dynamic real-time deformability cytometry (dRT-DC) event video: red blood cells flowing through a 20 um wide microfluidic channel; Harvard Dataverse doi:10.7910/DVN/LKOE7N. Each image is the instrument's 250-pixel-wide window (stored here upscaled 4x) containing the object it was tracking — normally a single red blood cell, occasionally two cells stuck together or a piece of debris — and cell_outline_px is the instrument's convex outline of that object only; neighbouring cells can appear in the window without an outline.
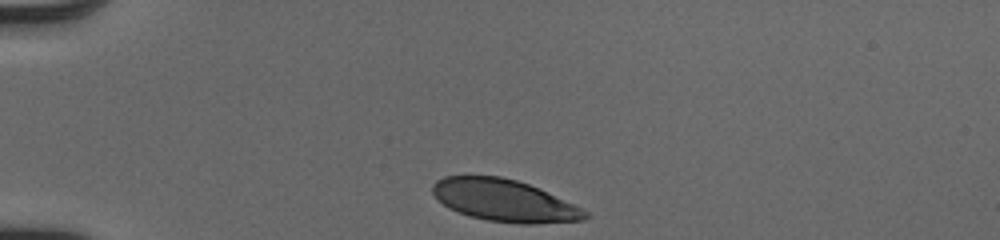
{"species": "human", "species_latin": "Homo sapiens", "temperature_condition": "cold", "stored_images_in_passage": 32, "camera_frame_rate_fps": 3000, "um_per_image_px": 0.085, "donor": {"sex": "male"}, "frame": {"image": 1, "passage_image": 1, "time_ms": 0.0, "image_size_px": [1000, 240], "cell_outline_px": [[588, 216], [584, 220], [536, 224], [516, 224], [488, 220], [468, 216], [448, 208], [436, 200], [432, 192], [432, 184], [436, 180], [444, 176], [500, 176], [516, 180], [540, 188], [588, 212]], "centroid_in_image_um": [42.81, 17.05], "position_along_channel_um": 42.2, "area_um2": 37.45}}
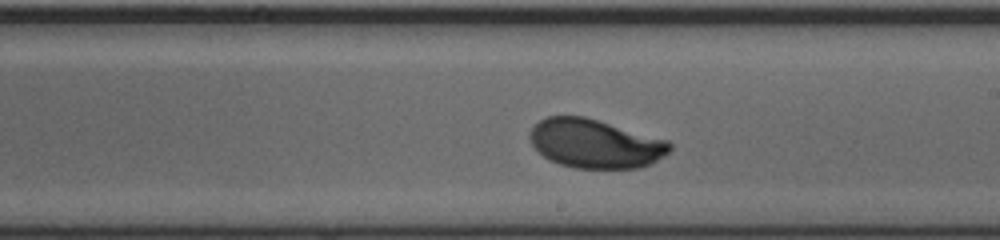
{"frame": {"image": 2, "passage_image": 19, "time_ms": 6.0, "image_size_px": [1000, 240], "cell_outline_px": [[672, 148], [664, 156], [652, 164], [640, 168], [576, 168], [560, 164], [548, 160], [532, 144], [528, 136], [532, 128], [540, 120], [548, 116], [584, 116], [668, 140], [672, 144]], "centroid_in_image_um": [50.61, 12.21], "position_along_channel_um": 238.4, "area_um2": 39.82}}
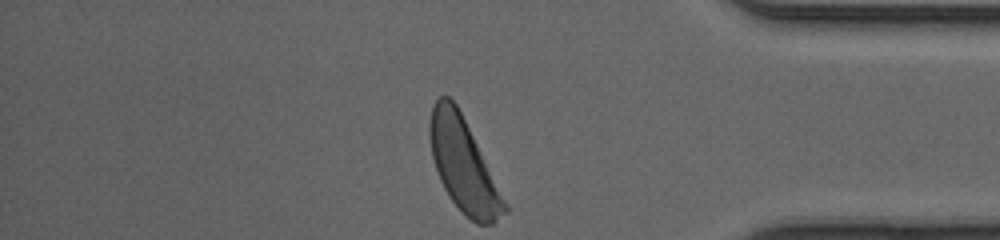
{"frame": {"image": 3, "passage_image": 32, "time_ms": 10.333, "image_size_px": [1000, 240], "cell_outline_px": [[508, 212], [492, 224], [476, 224], [464, 216], [460, 212], [448, 196], [440, 180], [432, 156], [428, 136], [428, 124], [432, 104], [440, 96], [448, 96], [456, 104], [508, 204]], "centroid_in_image_um": [39.38, 14.07], "position_along_channel_um": 395.8, "area_um2": 40.58}, "authors_computed_cell_mechanics": {"area_um2": 40.0554, "velocity_mm_per_s": 4.0562, "shape_relaxation_time_tau1_ms": 2.0227, "shape_relaxation_time_tau2_ms": null, "deformation_change_tau1": 0.1277, "deformation_change_tau2": null}}